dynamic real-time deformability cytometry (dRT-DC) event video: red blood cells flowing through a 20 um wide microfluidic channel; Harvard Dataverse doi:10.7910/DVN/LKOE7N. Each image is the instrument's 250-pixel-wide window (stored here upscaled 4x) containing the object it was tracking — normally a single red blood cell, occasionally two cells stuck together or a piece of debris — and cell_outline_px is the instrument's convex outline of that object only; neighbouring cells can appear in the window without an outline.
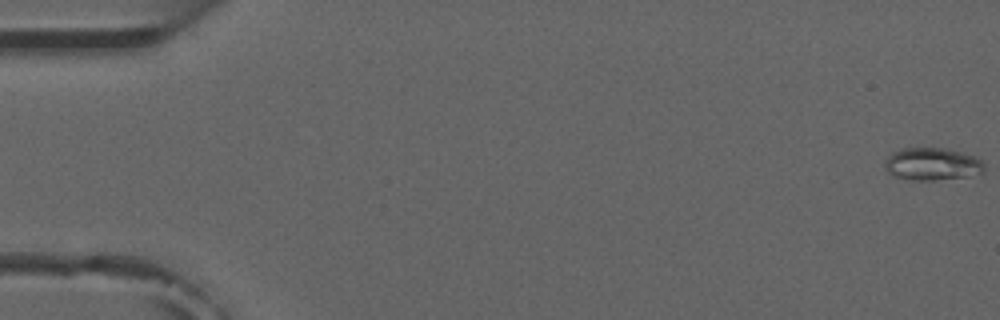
{"species": "common noctule bat (a hibernating species)", "species_latin": "Nyctalus noctula", "temperature_condition": "room temperature", "stored_images_in_passage": 7, "camera_frame_rate_fps": 3000, "um_per_image_px": 0.085, "animal": {"sex": "male", "forearm_length_mm": 52.5}, "frame": {"image": 1, "passage_image": 1, "time_ms": 0.0, "image_size_px": [1000, 320], "cell_outline_px": [[984, 172], [968, 176], [932, 180], [912, 180], [896, 176], [888, 172], [884, 168], [884, 160], [892, 152], [900, 148], [944, 148], [976, 156], [984, 164]], "centroid_in_image_um": [79.21, 13.93], "position_along_channel_um": 5.8, "area_um2": 18.84}}
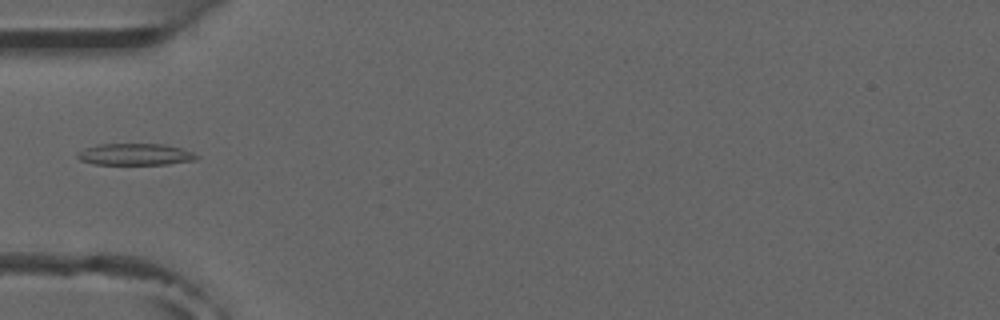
{"frame": {"image": 2, "passage_image": 6, "time_ms": 5.667, "image_size_px": [1000, 320], "cell_outline_px": [[200, 156], [196, 160], [168, 164], [92, 164], [80, 160], [76, 156], [84, 148], [100, 144], [164, 144], [180, 148], [192, 152]], "centroid_in_image_um": [11.51, 13.12], "position_along_channel_um": 73.5, "area_um2": 14.97}}
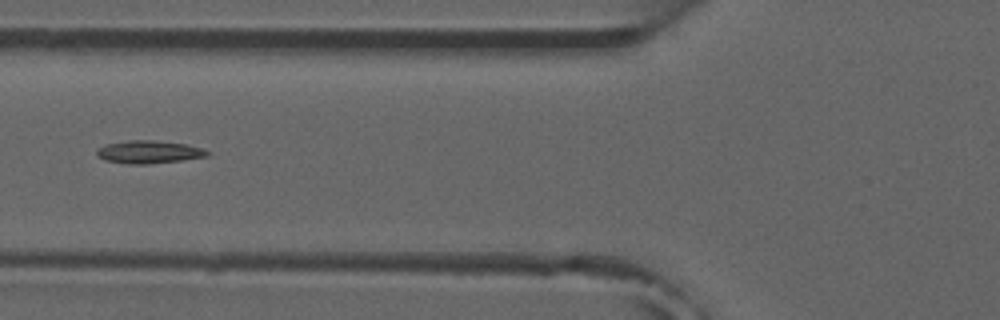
{"frame": {"image": 3, "passage_image": 7, "time_ms": 6.667, "image_size_px": [1000, 320], "cell_outline_px": [[212, 152], [208, 156], [180, 160], [148, 164], [128, 164], [104, 160], [96, 156], [96, 152], [104, 144], [128, 140], [156, 140], [188, 144]], "centroid_in_image_um": [12.64, 12.91], "position_along_channel_um": 113.2, "area_um2": 14.8}}